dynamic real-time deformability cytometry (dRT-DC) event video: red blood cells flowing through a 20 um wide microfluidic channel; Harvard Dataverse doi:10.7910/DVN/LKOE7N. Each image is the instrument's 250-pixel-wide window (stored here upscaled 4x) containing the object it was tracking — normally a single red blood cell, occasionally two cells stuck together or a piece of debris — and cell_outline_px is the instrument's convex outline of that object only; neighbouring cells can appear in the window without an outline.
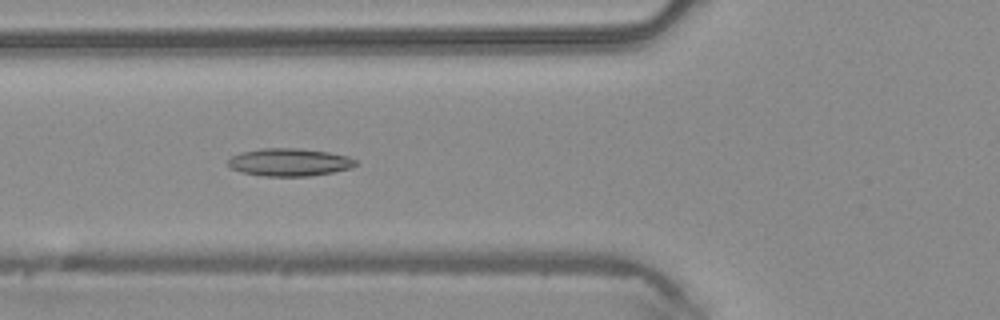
{"species": "common noctule bat (a hibernating species)", "species_latin": "Nyctalus noctula", "temperature_condition": "warm", "stored_images_in_passage": 48, "camera_frame_rate_fps": 3000, "um_per_image_px": 0.085, "animal": {"sex": "male", "body_mass_g": 20.4}, "frame": {"image": 1, "passage_image": 17, "time_ms": 5.333, "image_size_px": [1000, 320], "cell_outline_px": [[356, 164], [352, 168], [332, 172], [308, 176], [264, 176], [240, 172], [232, 168], [228, 164], [228, 160], [232, 156], [240, 152], [260, 148], [300, 148], [328, 152], [348, 156], [356, 160]], "centroid_in_image_um": [24.59, 13.78], "position_along_channel_um": 101.2, "area_um2": 20.63}}
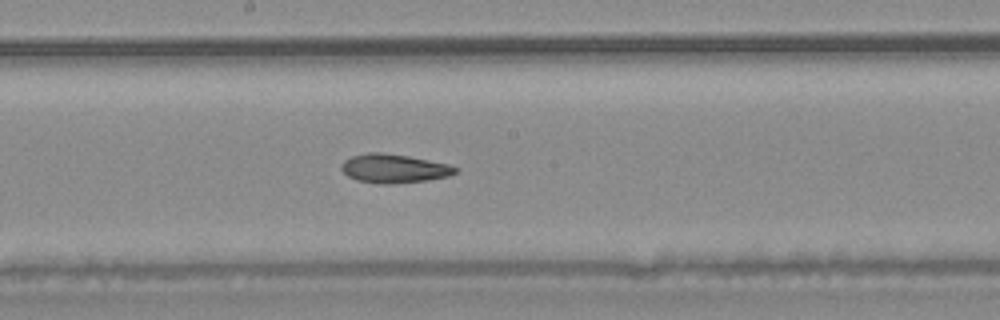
{"frame": {"image": 2, "passage_image": 25, "time_ms": 8.0, "image_size_px": [1000, 320], "cell_outline_px": [[460, 168], [456, 172], [448, 176], [428, 180], [388, 184], [380, 184], [356, 180], [348, 176], [340, 168], [340, 164], [344, 160], [352, 156], [368, 152], [380, 152], [408, 156], [448, 164]], "centroid_in_image_um": [33.46, 14.32], "position_along_channel_um": 214.7, "area_um2": 19.13}}
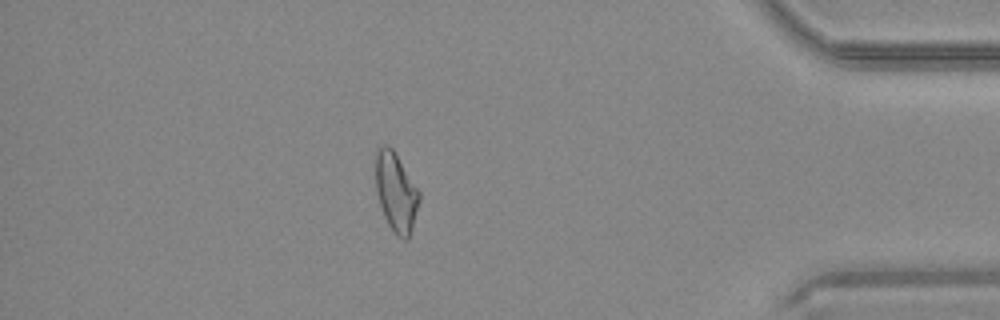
{"frame": {"image": 3, "passage_image": 41, "time_ms": 13.333, "image_size_px": [1000, 320], "cell_outline_px": [[420, 200], [412, 228], [408, 240], [404, 240], [396, 236], [388, 224], [384, 216], [376, 192], [376, 152], [384, 144], [388, 144], [392, 148], [420, 192]], "centroid_in_image_um": [33.66, 16.36], "position_along_channel_um": 401.5, "area_um2": 19.94}, "authors_computed_cell_mechanics": {"area_um2": 19.9699, "velocity_mm_per_s": 4.2428, "shape_relaxation_time_tau1_ms": null, "shape_relaxation_time_tau2_ms": 5.1215, "deformation_change_tau1": null, "deformation_change_tau2": 0.1426}}